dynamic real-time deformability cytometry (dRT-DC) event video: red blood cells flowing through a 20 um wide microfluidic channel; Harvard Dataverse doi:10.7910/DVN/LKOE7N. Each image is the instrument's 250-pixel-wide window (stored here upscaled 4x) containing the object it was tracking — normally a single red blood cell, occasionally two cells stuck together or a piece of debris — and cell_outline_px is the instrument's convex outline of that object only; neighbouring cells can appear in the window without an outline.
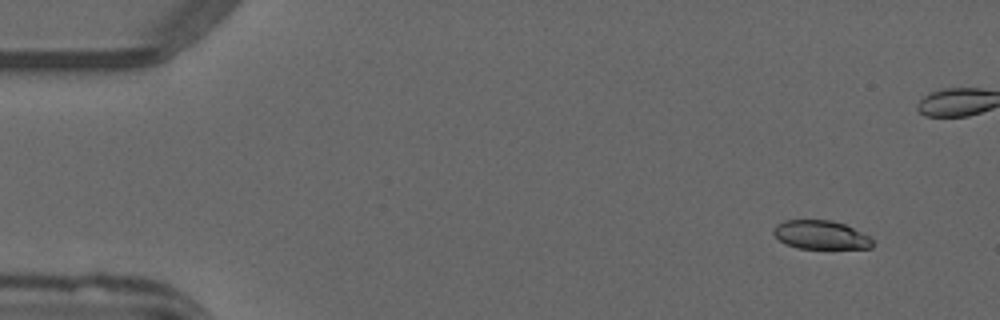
{"species": "common noctule bat (a hibernating species)", "species_latin": "Nyctalus noctula", "temperature_condition": "warm", "stored_images_in_passage": 2, "camera_frame_rate_fps": 3000, "um_per_image_px": 0.085, "animal": {"sex": "male", "forearm_length_mm": 52.5}, "frame": {"image": 1, "passage_image": 2, "time_ms": 0.333, "image_size_px": [1000, 320], "cell_outline_px": [[872, 248], [796, 248], [784, 244], [772, 232], [772, 228], [776, 224], [784, 220], [832, 220], [844, 224], [868, 236], [872, 240]], "centroid_in_image_um": [69.7, 19.96], "position_along_channel_um": 15.3, "area_um2": 16.47}}